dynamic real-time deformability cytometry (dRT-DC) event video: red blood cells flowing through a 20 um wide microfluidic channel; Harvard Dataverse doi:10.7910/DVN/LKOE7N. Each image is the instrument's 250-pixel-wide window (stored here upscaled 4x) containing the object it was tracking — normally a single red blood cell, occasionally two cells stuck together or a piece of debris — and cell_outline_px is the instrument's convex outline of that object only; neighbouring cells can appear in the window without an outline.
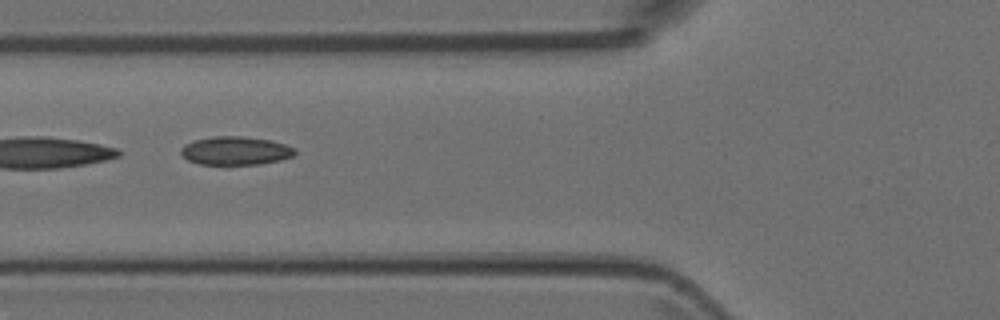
{"species": "Egyptian fruit bat (a non-hibernating species)", "species_latin": "Rousettus aegyptiacus", "temperature_condition": "room temperature", "stored_images_in_passage": 2, "camera_frame_rate_fps": 3000, "um_per_image_px": 0.085, "animal": {"sex": "female"}, "frame": {"image": 1, "passage_image": 2, "time_ms": 0.333, "image_size_px": [1000, 320], "cell_outline_px": [[296, 152], [292, 156], [280, 160], [260, 164], [228, 168], [224, 168], [200, 164], [188, 160], [180, 152], [180, 148], [184, 144], [196, 140], [212, 136], [240, 136], [272, 140], [296, 148]], "centroid_in_image_um": [20.0, 12.86], "position_along_channel_um": 105.8, "area_um2": 19.77}}